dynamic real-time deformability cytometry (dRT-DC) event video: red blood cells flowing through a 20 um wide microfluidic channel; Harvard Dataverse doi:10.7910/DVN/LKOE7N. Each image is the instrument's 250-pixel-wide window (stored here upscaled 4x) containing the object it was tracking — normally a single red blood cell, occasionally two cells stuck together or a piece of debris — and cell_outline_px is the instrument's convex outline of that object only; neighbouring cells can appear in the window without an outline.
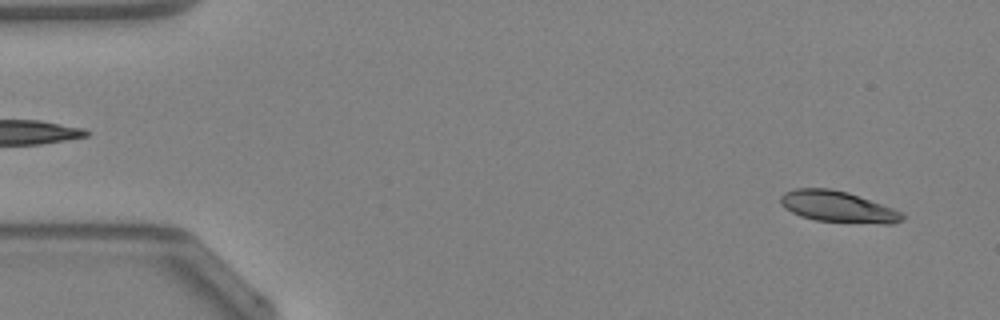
{"species": "Egyptian fruit bat (a non-hibernating species)", "species_latin": "Rousettus aegyptiacus", "temperature_condition": "warm", "stored_images_in_passage": 48, "camera_frame_rate_fps": 3000, "um_per_image_px": 0.085, "animal": {"sex": "female"}, "frame": {"image": 1, "passage_image": 3, "time_ms": 0.667, "image_size_px": [1000, 320], "cell_outline_px": [[904, 220], [892, 224], [884, 224], [816, 220], [800, 216], [784, 208], [780, 204], [780, 196], [784, 192], [796, 188], [828, 188], [848, 192], [904, 212]], "centroid_in_image_um": [71.22, 17.57], "position_along_channel_um": 13.8, "area_um2": 22.2}}
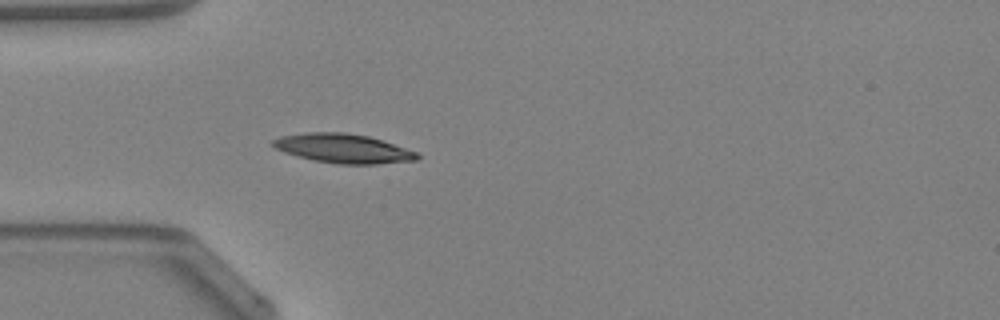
{"frame": {"image": 2, "passage_image": 14, "time_ms": 4.333, "image_size_px": [1000, 320], "cell_outline_px": [[420, 156], [416, 160], [376, 164], [336, 164], [312, 160], [284, 152], [276, 148], [272, 144], [272, 140], [280, 136], [304, 132], [344, 132], [368, 136], [416, 152]], "centroid_in_image_um": [29.12, 12.62], "position_along_channel_um": 55.9, "area_um2": 24.33}}
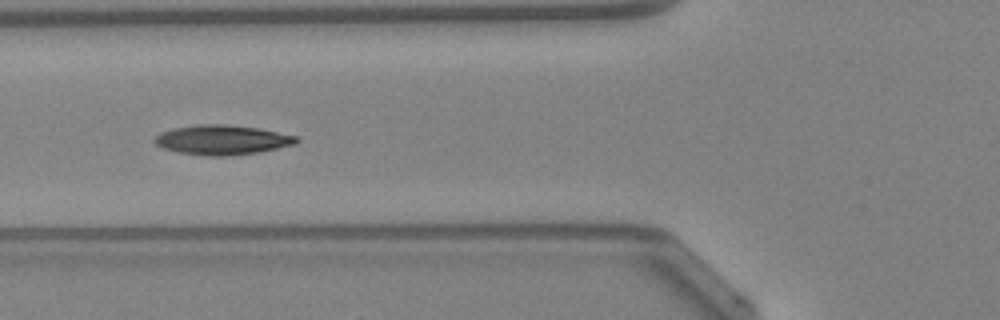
{"frame": {"image": 3, "passage_image": 18, "time_ms": 5.667, "image_size_px": [1000, 320], "cell_outline_px": [[300, 140], [296, 144], [256, 152], [228, 156], [208, 156], [176, 152], [164, 148], [156, 144], [152, 140], [160, 132], [176, 128], [200, 124], [220, 124], [256, 128], [296, 136]], "centroid_in_image_um": [18.85, 11.9], "position_along_channel_um": 107.0, "area_um2": 24.16}, "authors_computed_cell_mechanics": {"area_um2": 22.8021, "velocity_mm_per_s": 4.2501, "shape_relaxation_time_tau1_ms": 5.1668, "shape_relaxation_time_tau2_ms": 4.4138, "deformation_change_tau1": 0.1668, "deformation_change_tau2": 0.0998}}